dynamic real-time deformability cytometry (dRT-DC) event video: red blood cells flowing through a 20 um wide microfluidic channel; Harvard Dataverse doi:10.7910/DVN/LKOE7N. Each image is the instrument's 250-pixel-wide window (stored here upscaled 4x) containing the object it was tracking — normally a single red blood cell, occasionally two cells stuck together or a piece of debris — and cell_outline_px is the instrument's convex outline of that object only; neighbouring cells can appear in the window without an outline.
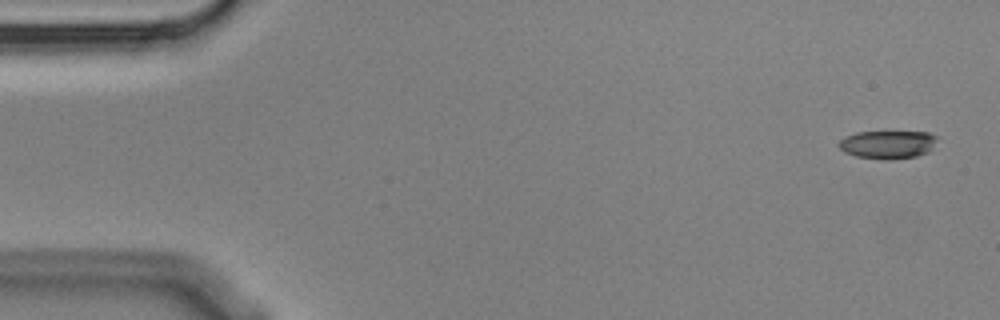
{"species": "Egyptian fruit bat (a non-hibernating species)", "species_latin": "Rousettus aegyptiacus", "temperature_condition": "cold", "stored_images_in_passage": 5, "segment_of_instrument_passage": [1, 2], "camera_frame_rate_fps": 3000, "um_per_image_px": 0.085, "animal": {"sex": "male"}, "frame": {"image": 1, "passage_image": 1, "time_ms": 0.0, "image_size_px": [1000, 320], "cell_outline_px": [[940, 136], [928, 152], [916, 156], [888, 160], [856, 156], [844, 152], [836, 144], [844, 136], [856, 132], [928, 132]], "centroid_in_image_um": [75.45, 12.27], "position_along_channel_um": 9.6, "area_um2": 16.24}}